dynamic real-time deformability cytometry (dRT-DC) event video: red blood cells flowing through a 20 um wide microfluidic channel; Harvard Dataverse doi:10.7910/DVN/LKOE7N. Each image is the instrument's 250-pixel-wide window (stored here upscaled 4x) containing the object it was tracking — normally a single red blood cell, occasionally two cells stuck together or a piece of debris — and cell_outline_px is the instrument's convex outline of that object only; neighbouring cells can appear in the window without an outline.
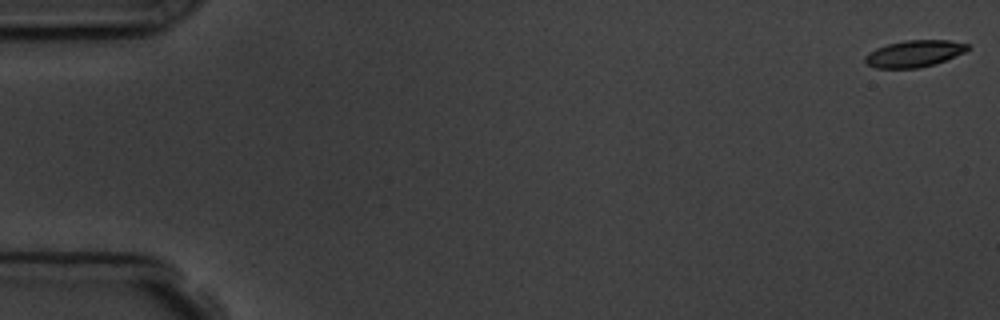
{"species": "common noctule bat (a hibernating species)", "species_latin": "Nyctalus noctula", "temperature_condition": "room temperature", "stored_images_in_passage": 4, "camera_frame_rate_fps": 3000, "um_per_image_px": 0.085, "animal": {"sex": "male", "body_mass_g": 19.5, "forearm_length_mm": 54.6}, "frame": {"image": 1, "passage_image": 1, "time_ms": 0.0, "image_size_px": [1000, 320], "cell_outline_px": [[968, 48], [964, 52], [936, 64], [920, 68], [876, 68], [868, 64], [864, 60], [864, 56], [868, 52], [876, 48], [888, 44], [904, 40], [948, 40], [968, 44]], "centroid_in_image_um": [77.68, 4.56], "position_along_channel_um": 7.3, "area_um2": 15.95}}
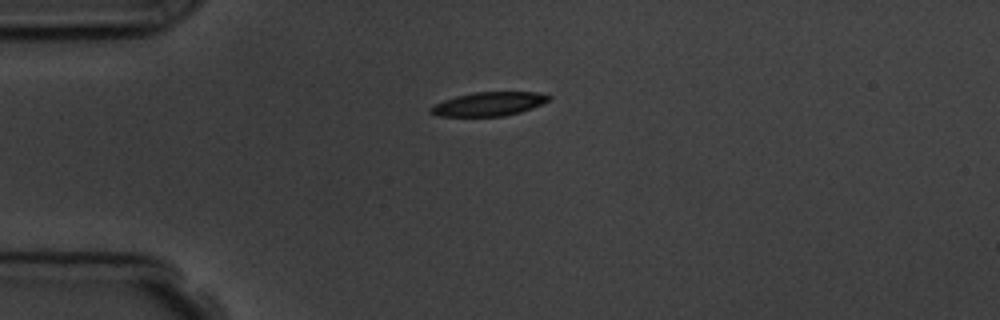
{"frame": {"image": 2, "passage_image": 4, "time_ms": 4.333, "image_size_px": [1000, 320], "cell_outline_px": [[552, 96], [548, 100], [532, 108], [520, 112], [504, 116], [436, 116], [428, 112], [428, 108], [444, 100], [456, 96], [472, 92], [540, 92]], "centroid_in_image_um": [41.52, 8.84], "position_along_channel_um": 43.5, "area_um2": 16.42}}